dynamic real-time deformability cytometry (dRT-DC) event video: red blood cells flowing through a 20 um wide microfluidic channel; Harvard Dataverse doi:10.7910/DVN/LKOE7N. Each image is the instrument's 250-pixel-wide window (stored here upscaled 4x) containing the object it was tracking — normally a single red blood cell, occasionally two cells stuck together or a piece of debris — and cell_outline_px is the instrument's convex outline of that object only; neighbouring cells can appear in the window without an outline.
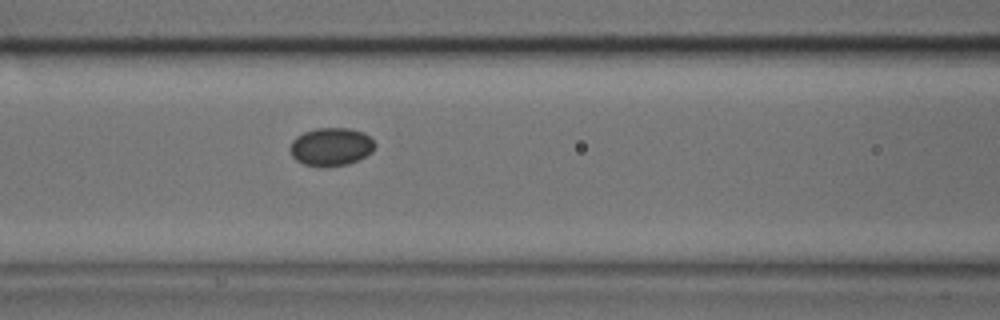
{"species": "common noctule bat (a hibernating species)", "species_latin": "Nyctalus noctula", "temperature_condition": "cold", "stored_images_in_passage": 36, "camera_frame_rate_fps": 3000, "um_per_image_px": 0.085, "animal": {"sex": "male", "body_mass_g": 17.9, "forearm_length_mm": 54.2}, "frame": {"image": 1, "passage_image": 7, "time_ms": 2.0, "image_size_px": [1000, 320], "cell_outline_px": [[376, 144], [372, 152], [348, 164], [324, 168], [320, 168], [304, 164], [296, 160], [292, 156], [288, 148], [292, 140], [296, 136], [304, 132], [316, 128], [348, 128], [364, 132]], "centroid_in_image_um": [28.1, 12.48], "position_along_channel_um": 138.5, "area_um2": 19.07}}
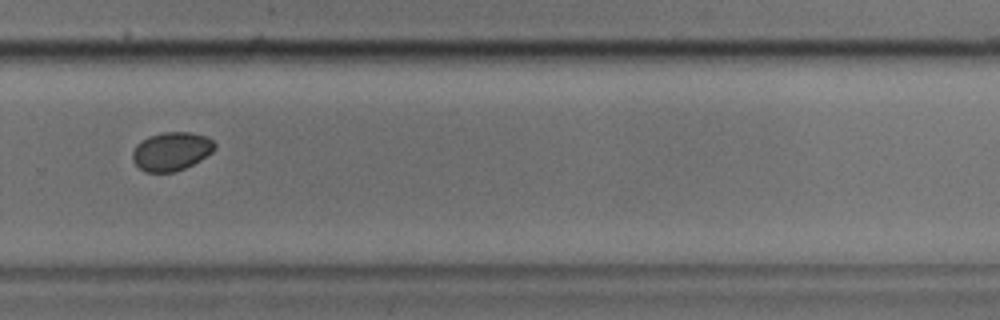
{"frame": {"image": 2, "passage_image": 20, "time_ms": 6.333, "image_size_px": [1000, 320], "cell_outline_px": [[216, 148], [212, 152], [200, 160], [184, 168], [172, 172], [144, 172], [132, 160], [132, 152], [136, 144], [140, 140], [148, 136], [160, 132], [188, 132], [208, 136], [216, 144]], "centroid_in_image_um": [14.55, 12.84], "position_along_channel_um": 315.2, "area_um2": 18.61}}
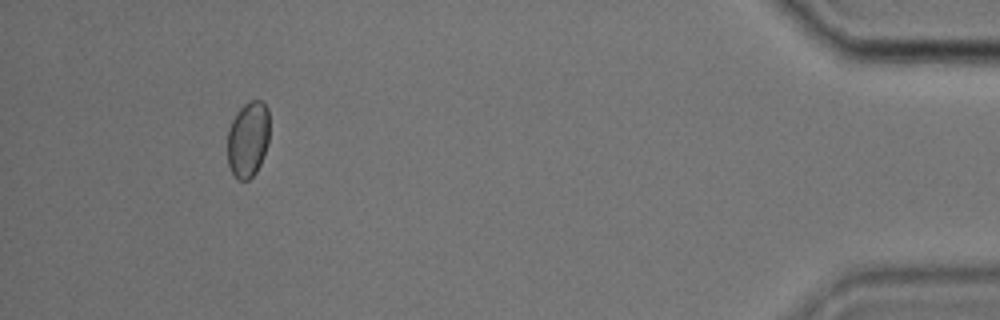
{"frame": {"image": 3, "passage_image": 32, "time_ms": 10.333, "image_size_px": [1000, 320], "cell_outline_px": [[268, 144], [264, 156], [256, 172], [248, 180], [240, 180], [232, 172], [228, 164], [228, 128], [236, 112], [248, 100], [260, 100], [268, 108]], "centroid_in_image_um": [21.08, 11.82], "position_along_channel_um": 414.1, "area_um2": 18.61}}